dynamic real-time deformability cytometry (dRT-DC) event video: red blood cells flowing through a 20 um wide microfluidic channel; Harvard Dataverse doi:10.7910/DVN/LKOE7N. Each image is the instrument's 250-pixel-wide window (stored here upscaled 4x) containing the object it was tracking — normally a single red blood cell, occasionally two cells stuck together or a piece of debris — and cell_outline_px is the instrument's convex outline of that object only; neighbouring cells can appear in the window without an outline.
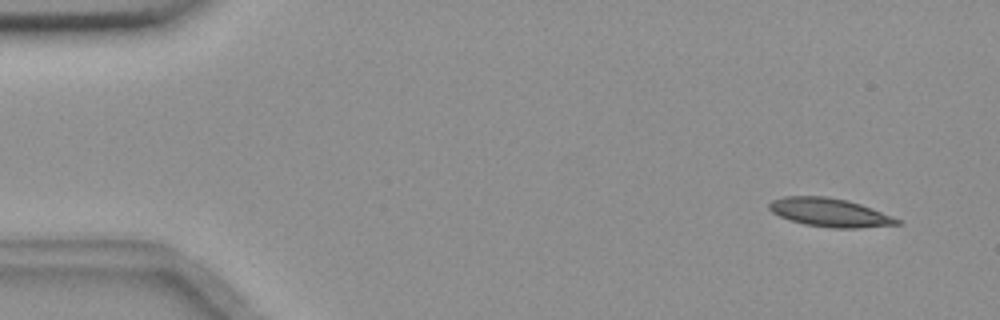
{"species": "common noctule bat (a hibernating species)", "species_latin": "Nyctalus noctula", "temperature_condition": "room temperature", "stored_images_in_passage": 8, "camera_frame_rate_fps": 3000, "um_per_image_px": 0.085, "animal": {"sex": "female", "body_mass_g": 18.4}, "frame": {"image": 1, "passage_image": 1, "time_ms": 0.0, "image_size_px": [1000, 320], "cell_outline_px": [[900, 224], [856, 228], [832, 228], [804, 224], [788, 220], [772, 212], [768, 208], [768, 204], [772, 200], [784, 196], [824, 196], [848, 200], [860, 204], [892, 216], [900, 220]], "centroid_in_image_um": [70.48, 18.06], "position_along_channel_um": 14.5, "area_um2": 21.15}}
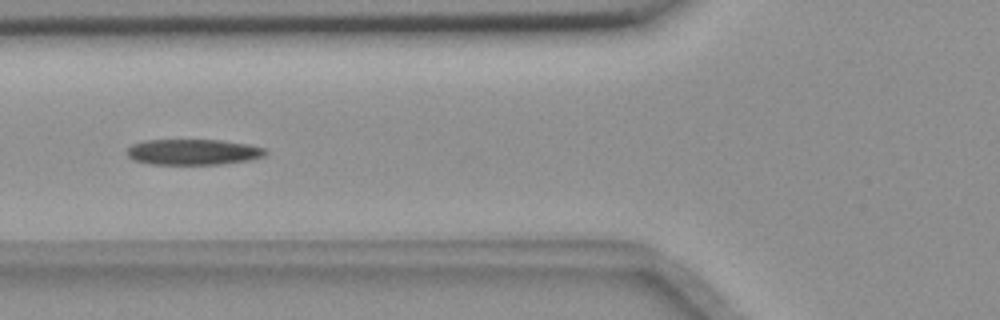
{"frame": {"image": 2, "passage_image": 6, "time_ms": 1.667, "image_size_px": [1000, 320], "cell_outline_px": [[268, 152], [264, 156], [252, 160], [220, 164], [148, 164], [132, 160], [128, 156], [128, 148], [132, 144], [148, 140], [220, 140], [248, 144], [268, 148]], "centroid_in_image_um": [16.47, 12.92], "position_along_channel_um": 109.3, "area_um2": 20.92}}
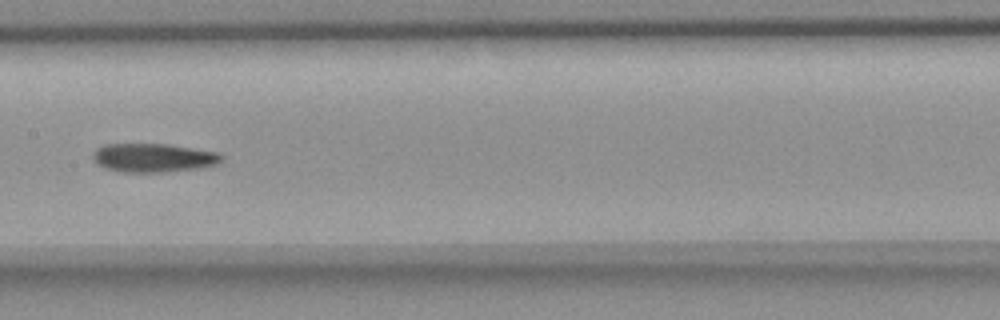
{"frame": {"image": 3, "passage_image": 8, "time_ms": 2.333, "image_size_px": [1000, 320], "cell_outline_px": [[224, 160], [216, 164], [200, 168], [160, 172], [116, 172], [104, 168], [96, 164], [92, 160], [92, 152], [96, 148], [104, 144], [164, 144], [220, 152], [224, 156]], "centroid_in_image_um": [13.0, 13.41], "position_along_channel_um": 194.4, "area_um2": 21.85}}